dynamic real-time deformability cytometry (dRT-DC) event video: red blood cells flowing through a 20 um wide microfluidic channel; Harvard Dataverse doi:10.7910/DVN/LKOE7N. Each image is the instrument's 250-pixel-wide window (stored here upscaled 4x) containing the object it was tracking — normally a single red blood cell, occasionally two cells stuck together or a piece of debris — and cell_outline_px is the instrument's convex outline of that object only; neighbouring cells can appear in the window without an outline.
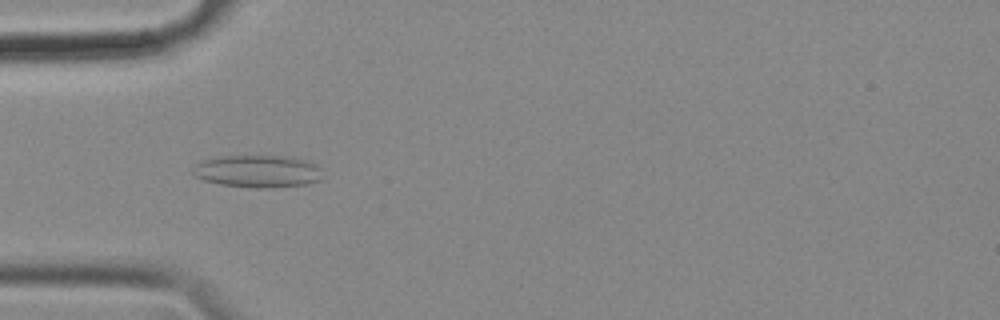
{"species": "common noctule bat (a hibernating species)", "species_latin": "Nyctalus noctula", "temperature_condition": "cold", "stored_images_in_passage": 33, "camera_frame_rate_fps": 3000, "um_per_image_px": 0.085, "animal": {"sex": "female", "body_mass_g": 18.4}, "frame": {"image": 1, "passage_image": 17, "time_ms": 5.333, "image_size_px": [1000, 320], "cell_outline_px": [[320, 180], [304, 184], [260, 188], [220, 184], [204, 180], [196, 176], [192, 172], [192, 168], [196, 164], [204, 160], [224, 156], [276, 156], [300, 160], [316, 164], [320, 168]], "centroid_in_image_um": [21.85, 14.56], "position_along_channel_um": 63.2, "area_um2": 23.76}}
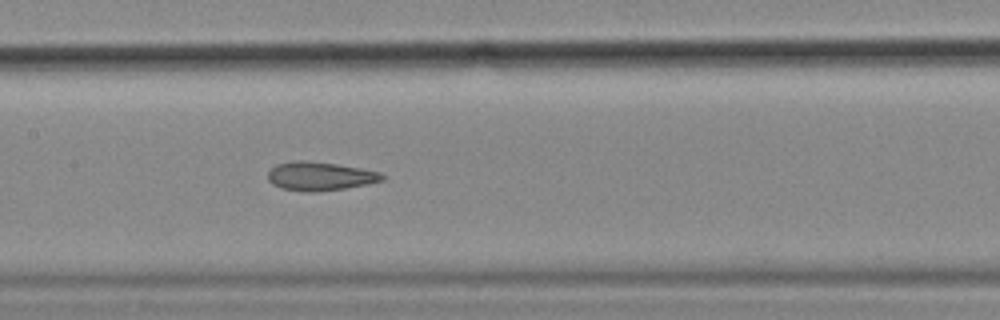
{"frame": {"image": 2, "passage_image": 27, "time_ms": 8.667, "image_size_px": [1000, 320], "cell_outline_px": [[384, 180], [368, 184], [344, 188], [312, 192], [308, 192], [280, 188], [272, 184], [268, 180], [268, 172], [276, 164], [300, 160], [336, 164], [360, 168], [380, 172], [384, 176]], "centroid_in_image_um": [27.19, 14.98], "position_along_channel_um": 180.2, "area_um2": 18.9}}
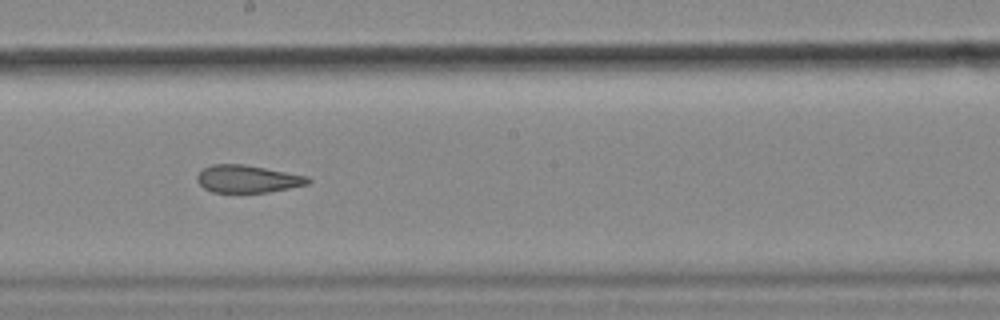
{"frame": {"image": 3, "passage_image": 31, "time_ms": 10.0, "image_size_px": [1000, 320], "cell_outline_px": [[312, 180], [308, 184], [268, 192], [212, 192], [204, 188], [196, 180], [196, 176], [204, 168], [212, 164], [244, 164], [308, 176]], "centroid_in_image_um": [21.04, 15.2], "position_along_channel_um": 227.2, "area_um2": 17.69}}